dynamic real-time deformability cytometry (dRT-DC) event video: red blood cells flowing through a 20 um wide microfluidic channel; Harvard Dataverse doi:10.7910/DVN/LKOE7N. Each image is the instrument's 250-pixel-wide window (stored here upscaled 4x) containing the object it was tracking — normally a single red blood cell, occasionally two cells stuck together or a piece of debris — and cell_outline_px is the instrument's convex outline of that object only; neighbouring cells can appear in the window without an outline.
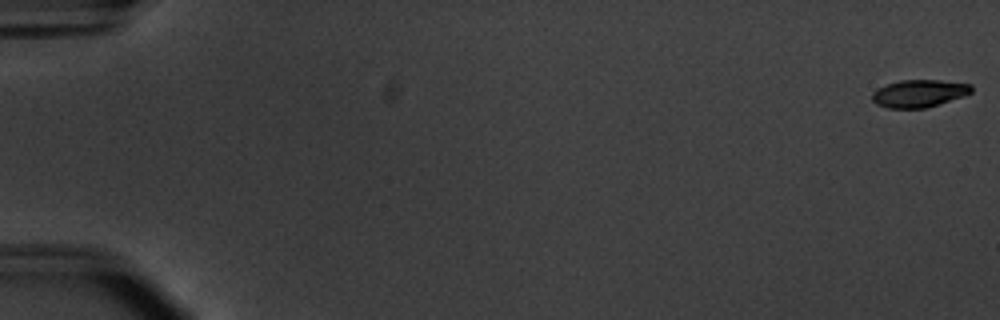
{"species": "common noctule bat (a hibernating species)", "species_latin": "Nyctalus noctula", "temperature_condition": "warm", "stored_images_in_passage": 55, "camera_frame_rate_fps": 3000, "um_per_image_px": 0.085, "animal": {"sex": "male", "body_mass_g": 20.1, "forearm_length_mm": 53.5}, "frame": {"image": 1, "passage_image": 1, "time_ms": 0.0, "image_size_px": [1000, 320], "cell_outline_px": [[972, 92], [964, 96], [924, 108], [888, 108], [876, 104], [872, 100], [872, 92], [876, 88], [900, 80], [940, 80], [972, 84]], "centroid_in_image_um": [78.11, 7.93], "position_along_channel_um": 6.9, "area_um2": 15.9}}
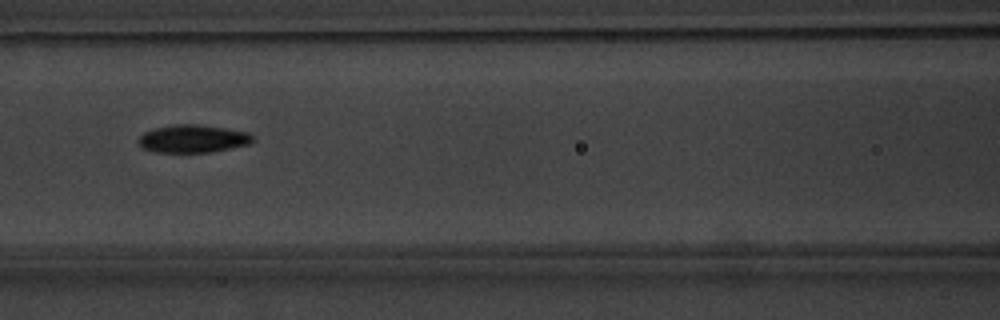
{"frame": {"image": 2, "passage_image": 26, "time_ms": 8.333, "image_size_px": [1000, 320], "cell_outline_px": [[252, 140], [248, 144], [208, 152], [156, 152], [140, 148], [140, 136], [144, 132], [156, 128], [172, 124], [196, 124], [224, 128], [248, 132], [252, 136]], "centroid_in_image_um": [16.35, 11.78], "position_along_channel_um": 150.3, "area_um2": 18.21}}
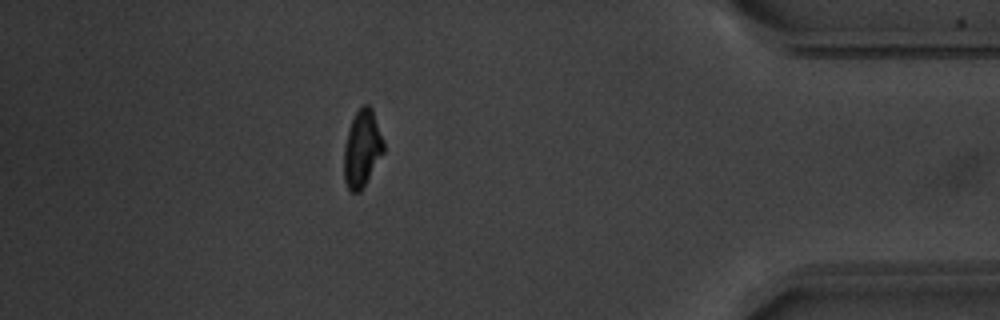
{"frame": {"image": 3, "passage_image": 49, "time_ms": 16.0, "image_size_px": [1000, 320], "cell_outline_px": [[384, 152], [360, 192], [352, 192], [348, 188], [344, 180], [344, 148], [348, 132], [352, 120], [356, 112], [364, 104], [368, 104], [372, 108], [384, 140]], "centroid_in_image_um": [30.79, 12.63], "position_along_channel_um": 404.4, "area_um2": 17.63}, "authors_computed_cell_mechanics": {"area_um2": 17.6868, "velocity_mm_per_s": 3.798, "shape_relaxation_time_tau1_ms": 2.7229, "shape_relaxation_time_tau2_ms": 3.3048, "deformation_change_tau1": 0.1463, "deformation_change_tau2": 0.0811}}